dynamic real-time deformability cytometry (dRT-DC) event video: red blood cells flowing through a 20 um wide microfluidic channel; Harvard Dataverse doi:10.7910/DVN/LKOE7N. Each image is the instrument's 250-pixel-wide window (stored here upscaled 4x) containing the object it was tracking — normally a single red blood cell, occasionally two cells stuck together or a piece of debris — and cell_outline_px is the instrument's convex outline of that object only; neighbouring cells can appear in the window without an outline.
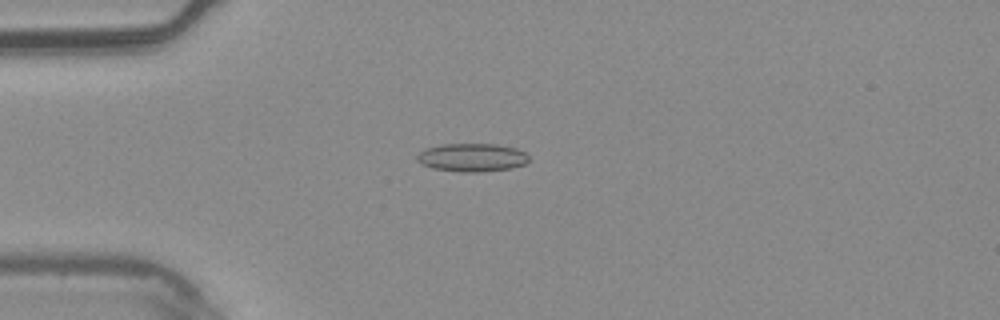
{"species": "common noctule bat (a hibernating species)", "species_latin": "Nyctalus noctula", "temperature_condition": "warm", "stored_images_in_passage": 5, "camera_frame_rate_fps": 3000, "um_per_image_px": 0.085, "animal": {"sex": "male", "body_mass_g": 20.4}, "frame": {"image": 1, "passage_image": 3, "time_ms": 0.667, "image_size_px": [1000, 320], "cell_outline_px": [[528, 160], [524, 164], [512, 168], [480, 172], [460, 172], [432, 168], [420, 164], [416, 160], [416, 156], [424, 148], [440, 144], [496, 144], [516, 148], [524, 152], [528, 156]], "centroid_in_image_um": [40.07, 13.38], "position_along_channel_um": 44.9, "area_um2": 18.55}}